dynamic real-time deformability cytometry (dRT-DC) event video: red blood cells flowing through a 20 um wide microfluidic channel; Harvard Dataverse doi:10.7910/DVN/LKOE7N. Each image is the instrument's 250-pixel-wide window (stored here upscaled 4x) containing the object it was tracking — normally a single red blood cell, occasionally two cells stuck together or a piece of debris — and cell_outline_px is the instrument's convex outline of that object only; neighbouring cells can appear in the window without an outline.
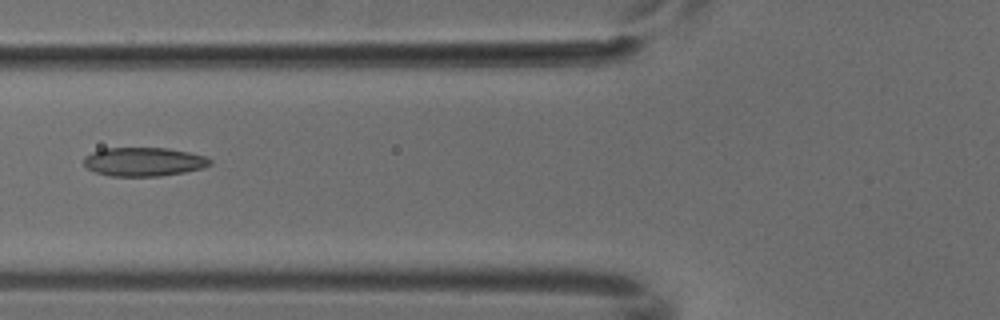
{"species": "common noctule bat (a hibernating species)", "species_latin": "Nyctalus noctula", "temperature_condition": "cold", "stored_images_in_passage": 6, "camera_frame_rate_fps": 3000, "um_per_image_px": 0.085, "animal": {"sex": "male", "body_mass_g": 18.8}, "frame": {"image": 1, "passage_image": 6, "time_ms": 1.667, "image_size_px": [1000, 320], "cell_outline_px": [[212, 164], [204, 168], [184, 172], [160, 176], [108, 176], [96, 172], [88, 168], [84, 164], [84, 156], [92, 152], [104, 148], [168, 148], [208, 156], [212, 160]], "centroid_in_image_um": [12.26, 13.75], "position_along_channel_um": 113.5, "area_um2": 21.33}}